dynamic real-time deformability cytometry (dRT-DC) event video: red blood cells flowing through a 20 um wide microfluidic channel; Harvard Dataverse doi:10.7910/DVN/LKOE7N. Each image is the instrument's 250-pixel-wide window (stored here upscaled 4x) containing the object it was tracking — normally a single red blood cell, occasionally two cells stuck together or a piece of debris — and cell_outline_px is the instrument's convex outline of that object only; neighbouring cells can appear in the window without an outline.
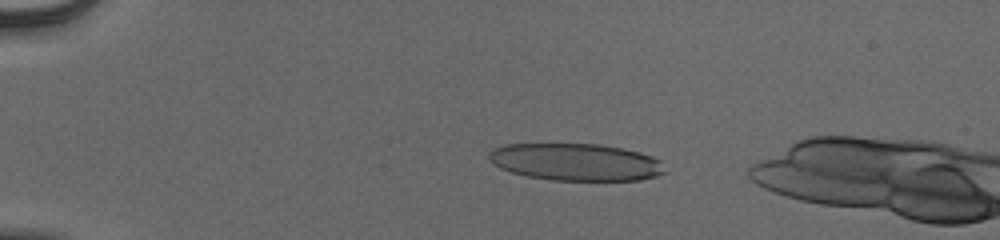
{"species": "human", "species_latin": "Homo sapiens", "temperature_condition": "cold", "stored_images_in_passage": 13, "camera_frame_rate_fps": 3000, "um_per_image_px": 0.085, "donor": {"sex": "male"}, "frame": {"image": 1, "passage_image": 8, "time_ms": 2.333, "image_size_px": [1000, 240], "cell_outline_px": [[668, 172], [656, 176], [640, 180], [552, 180], [528, 176], [512, 172], [500, 168], [492, 164], [488, 160], [488, 152], [496, 148], [508, 144], [600, 144], [624, 148], [640, 152], [652, 156], [660, 160]], "centroid_in_image_um": [48.97, 13.77], "position_along_channel_um": 36.0, "area_um2": 38.32}}